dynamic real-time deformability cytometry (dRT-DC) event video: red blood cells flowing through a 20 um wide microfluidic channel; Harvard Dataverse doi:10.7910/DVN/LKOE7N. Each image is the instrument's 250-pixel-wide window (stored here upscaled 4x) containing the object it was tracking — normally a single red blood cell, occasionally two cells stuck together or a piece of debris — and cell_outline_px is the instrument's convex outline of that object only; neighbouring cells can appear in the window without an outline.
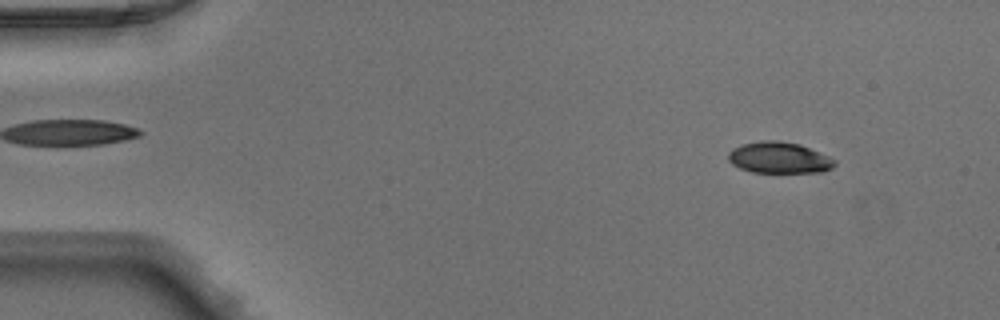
{"species": "Egyptian fruit bat (a non-hibernating species)", "species_latin": "Rousettus aegyptiacus", "temperature_condition": "warm", "stored_images_in_passage": 48, "camera_frame_rate_fps": 3000, "um_per_image_px": 0.085, "animal": {"sex": "male"}, "frame": {"image": 1, "passage_image": 5, "time_ms": 1.333, "image_size_px": [1000, 320], "cell_outline_px": [[836, 164], [832, 168], [824, 172], [752, 172], [740, 168], [732, 164], [728, 160], [728, 152], [732, 148], [744, 144], [764, 140], [776, 140], [800, 144], [828, 156], [836, 160]], "centroid_in_image_um": [66.23, 13.41], "position_along_channel_um": 18.8, "area_um2": 19.36}}
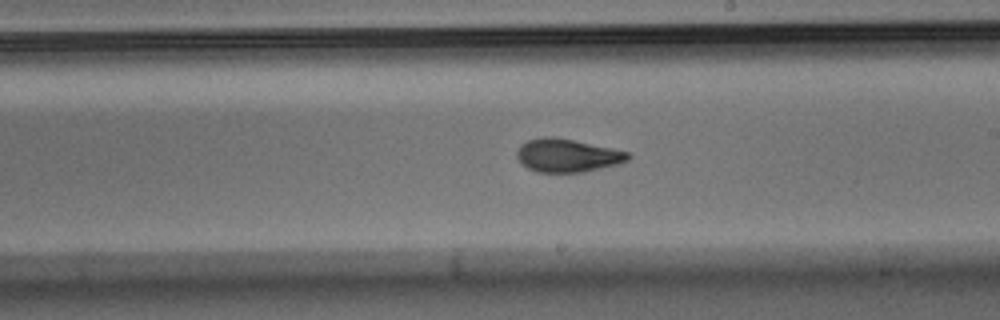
{"frame": {"image": 2, "passage_image": 28, "time_ms": 9.0, "image_size_px": [1000, 320], "cell_outline_px": [[632, 156], [628, 160], [616, 164], [584, 172], [536, 172], [520, 164], [516, 156], [516, 152], [520, 144], [528, 140], [544, 136], [552, 136], [612, 148], [628, 152]], "centroid_in_image_um": [48.17, 13.21], "position_along_channel_um": 240.8, "area_um2": 21.5}}
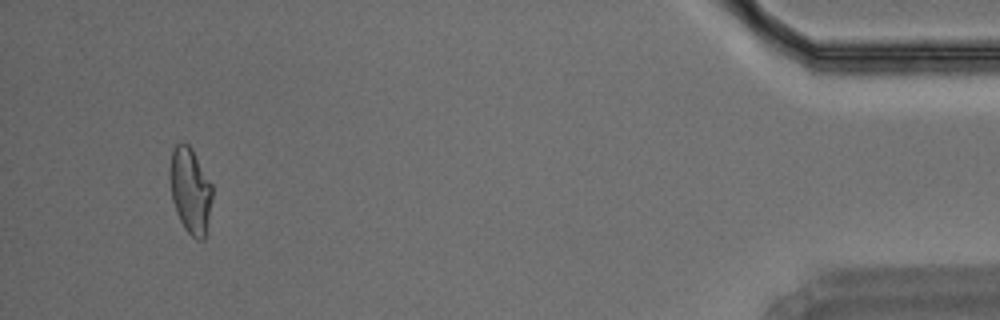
{"frame": {"image": 3, "passage_image": 46, "time_ms": 15.0, "image_size_px": [1000, 320], "cell_outline_px": [[212, 200], [204, 240], [196, 240], [184, 228], [176, 212], [172, 200], [168, 176], [168, 168], [172, 152], [176, 144], [180, 140], [188, 144], [192, 148], [212, 184]], "centroid_in_image_um": [16.15, 16.16], "position_along_channel_um": 419.1, "area_um2": 21.56}}